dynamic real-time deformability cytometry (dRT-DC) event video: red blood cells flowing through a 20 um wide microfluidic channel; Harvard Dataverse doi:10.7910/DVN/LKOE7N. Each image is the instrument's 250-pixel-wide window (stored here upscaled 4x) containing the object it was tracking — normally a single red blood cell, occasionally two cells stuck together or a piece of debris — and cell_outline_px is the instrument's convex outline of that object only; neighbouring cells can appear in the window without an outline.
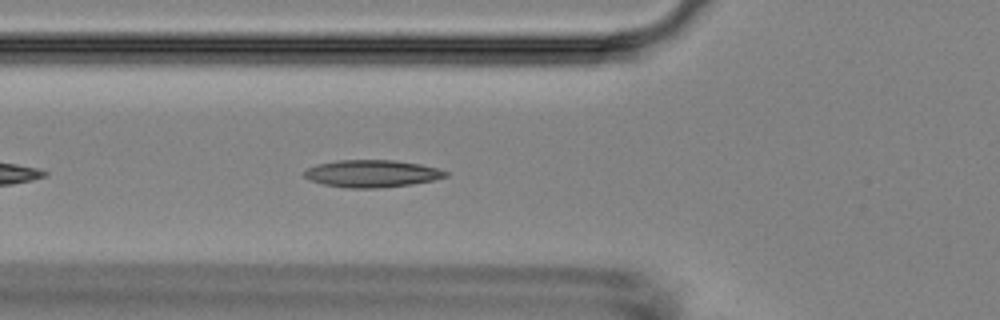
{"species": "Egyptian fruit bat (a non-hibernating species)", "species_latin": "Rousettus aegyptiacus", "temperature_condition": "room temperature", "stored_images_in_passage": 36, "camera_frame_rate_fps": 3000, "um_per_image_px": 0.085, "animal": {"sex": "female"}, "frame": {"image": 1, "passage_image": 6, "time_ms": 1.667, "image_size_px": [1000, 320], "cell_outline_px": [[448, 176], [432, 180], [412, 184], [380, 188], [344, 188], [324, 184], [312, 180], [304, 176], [304, 172], [308, 168], [316, 164], [336, 160], [392, 160], [420, 164], [436, 168], [448, 172]], "centroid_in_image_um": [31.6, 14.75], "position_along_channel_um": 94.2, "area_um2": 22.37}, "authors_computed_cell_mechanics": {"area_um2": 19.4208, "velocity_mm_per_s": 3.6524, "shape_relaxation_time_tau1_ms": 9.2562, "shape_relaxation_time_tau2_ms": 3.1477, "deformation_change_tau1": 0.2347, "deformation_change_tau2": 0.0819}}